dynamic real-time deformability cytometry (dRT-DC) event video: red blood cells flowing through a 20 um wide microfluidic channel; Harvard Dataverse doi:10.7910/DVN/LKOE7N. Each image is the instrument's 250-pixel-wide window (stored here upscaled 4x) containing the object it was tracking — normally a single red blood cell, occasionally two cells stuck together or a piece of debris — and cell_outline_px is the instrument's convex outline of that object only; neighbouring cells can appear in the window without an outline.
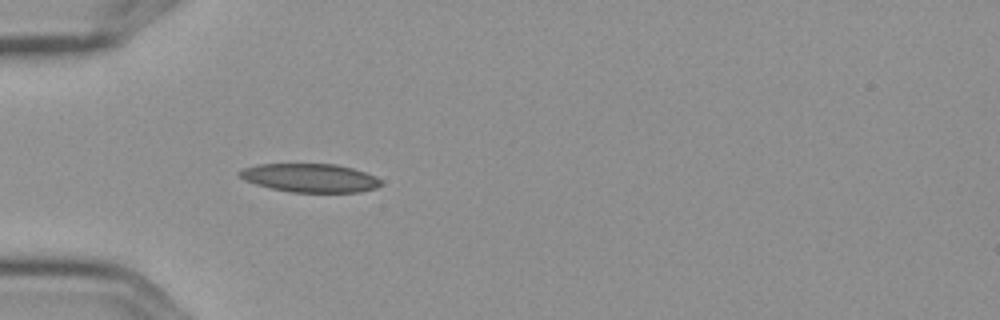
{"species": "Egyptian fruit bat (a non-hibernating species)", "species_latin": "Rousettus aegyptiacus", "temperature_condition": "cold", "stored_images_in_passage": 4, "camera_frame_rate_fps": 3000, "um_per_image_px": 0.085, "frame": {"image": 1, "passage_image": 4, "time_ms": 1.0, "image_size_px": [1000, 320], "cell_outline_px": [[380, 184], [376, 188], [360, 192], [288, 192], [256, 184], [244, 180], [236, 172], [244, 168], [256, 164], [336, 164], [352, 168], [376, 176], [380, 180]], "centroid_in_image_um": [26.33, 15.12], "position_along_channel_um": 58.7, "area_um2": 23.47}}